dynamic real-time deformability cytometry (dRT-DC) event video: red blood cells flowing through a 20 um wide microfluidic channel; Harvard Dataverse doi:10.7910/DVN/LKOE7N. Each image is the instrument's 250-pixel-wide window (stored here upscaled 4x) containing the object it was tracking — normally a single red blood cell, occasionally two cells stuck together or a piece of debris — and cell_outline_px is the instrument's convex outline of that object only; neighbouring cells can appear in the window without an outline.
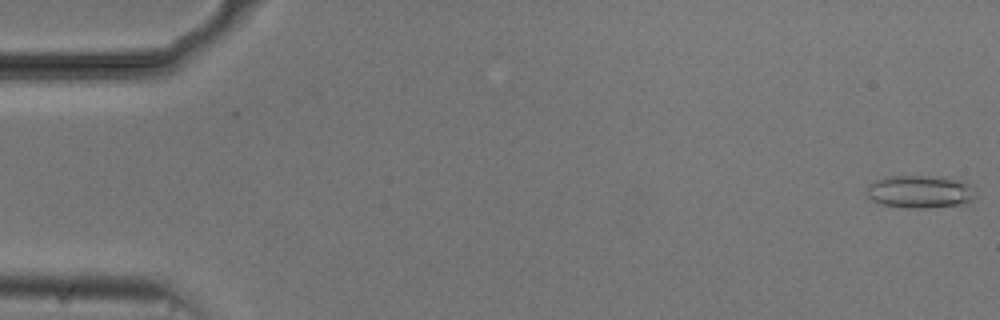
{"species": "common noctule bat (a hibernating species)", "species_latin": "Nyctalus noctula", "temperature_condition": "cold", "stored_images_in_passage": 6, "camera_frame_rate_fps": 3000, "um_per_image_px": 0.085, "animal": {"sex": "male", "body_mass_g": 20.5, "forearm_length_mm": 52.5}, "frame": {"image": 1, "passage_image": 1, "time_ms": 0.0, "image_size_px": [1000, 320], "cell_outline_px": [[976, 196], [972, 204], [924, 208], [904, 208], [884, 204], [872, 200], [864, 192], [868, 184], [876, 180], [888, 176], [944, 176], [960, 180], [972, 184], [976, 188]], "centroid_in_image_um": [78.3, 16.29], "position_along_channel_um": 6.7, "area_um2": 21.56}}